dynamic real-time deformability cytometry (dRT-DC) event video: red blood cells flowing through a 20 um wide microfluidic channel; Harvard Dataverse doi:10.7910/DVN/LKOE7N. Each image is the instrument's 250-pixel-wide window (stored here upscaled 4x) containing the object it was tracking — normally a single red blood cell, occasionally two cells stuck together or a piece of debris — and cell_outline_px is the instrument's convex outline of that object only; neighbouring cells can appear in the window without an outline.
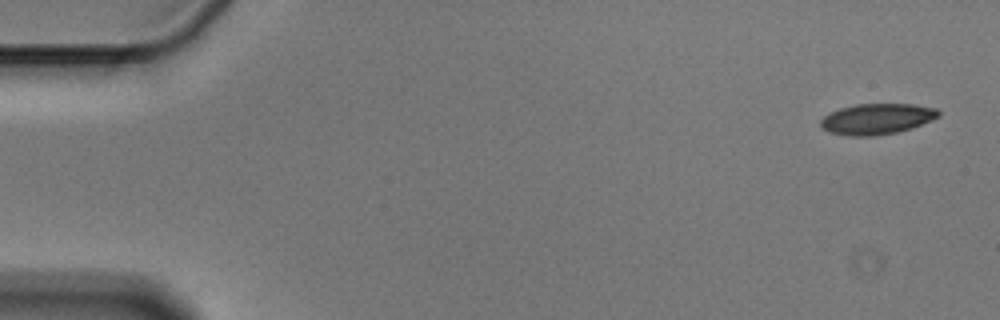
{"species": "Egyptian fruit bat (a non-hibernating species)", "species_latin": "Rousettus aegyptiacus", "temperature_condition": "cold", "stored_images_in_passage": 4, "camera_frame_rate_fps": 3000, "um_per_image_px": 0.085, "animal": {"sex": "male"}, "frame": {"image": 1, "passage_image": 1, "time_ms": 0.0, "image_size_px": [1000, 320], "cell_outline_px": [[940, 116], [932, 120], [912, 128], [896, 132], [876, 136], [848, 136], [828, 132], [820, 128], [820, 120], [824, 116], [840, 108], [856, 104], [912, 104], [936, 108], [940, 112]], "centroid_in_image_um": [74.52, 10.12], "position_along_channel_um": 10.5, "area_um2": 21.27}}